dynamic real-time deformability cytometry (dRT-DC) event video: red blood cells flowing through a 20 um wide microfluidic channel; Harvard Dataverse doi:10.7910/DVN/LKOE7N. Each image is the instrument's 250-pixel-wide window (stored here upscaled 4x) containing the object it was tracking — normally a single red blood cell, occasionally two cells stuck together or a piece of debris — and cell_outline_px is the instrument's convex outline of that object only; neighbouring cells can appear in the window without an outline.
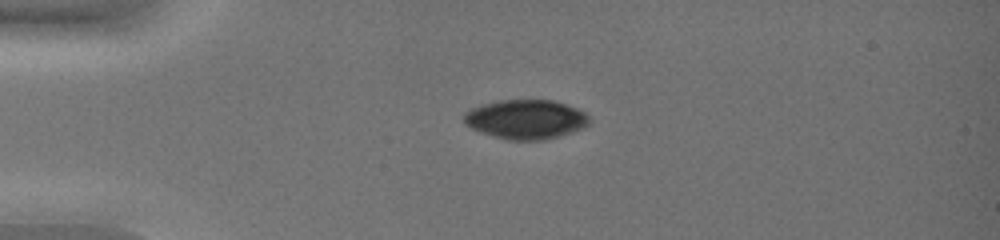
{"species": "common noctule bat (a hibernating species)", "species_latin": "Nyctalus noctula", "temperature_condition": "warm", "stored_images_in_passage": 35, "camera_frame_rate_fps": 3000, "um_per_image_px": 0.085, "animal": {"sex": "female", "body_mass_g": 19.0, "forearm_length_mm": 51.5}, "frame": {"image": 1, "passage_image": 1, "time_ms": 0.0, "image_size_px": [1000, 240], "cell_outline_px": [[588, 124], [584, 128], [560, 136], [544, 140], [508, 140], [492, 136], [480, 132], [464, 124], [464, 112], [480, 104], [500, 100], [556, 100], [576, 108], [584, 112], [588, 116]], "centroid_in_image_um": [44.68, 10.14], "position_along_channel_um": 40.3, "area_um2": 28.9}}
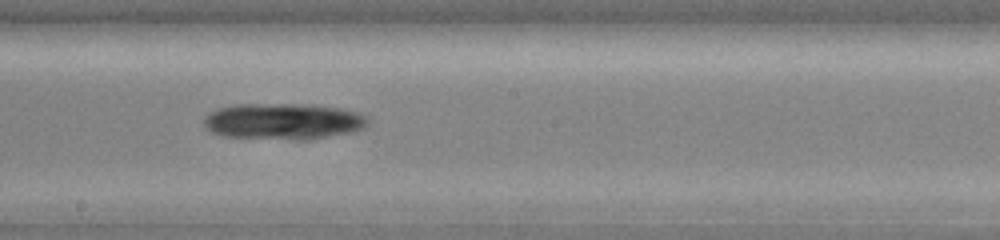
{"frame": {"image": 2, "passage_image": 17, "time_ms": 5.333, "image_size_px": [1000, 240], "cell_outline_px": [[368, 124], [364, 128], [356, 132], [308, 140], [296, 140], [220, 136], [204, 128], [204, 116], [208, 112], [216, 108], [236, 104], [316, 104], [344, 108], [368, 116]], "centroid_in_image_um": [24.1, 10.31], "position_along_channel_um": 224.1, "area_um2": 35.55}}
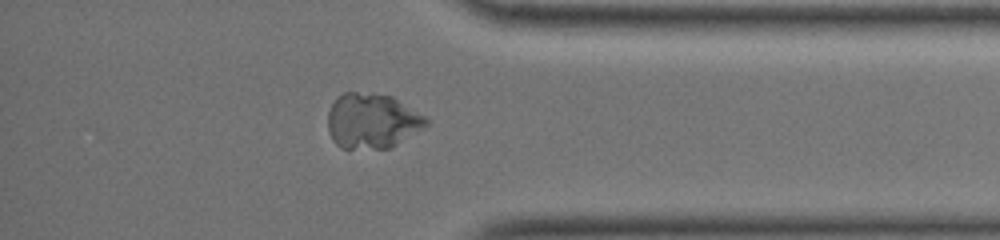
{"frame": {"image": 3, "passage_image": 30, "time_ms": 9.667, "image_size_px": [1000, 240], "cell_outline_px": [[428, 124], [396, 144], [388, 148], [340, 148], [332, 140], [328, 132], [328, 112], [336, 96], [344, 92], [372, 92], [392, 96], [424, 116], [428, 120]], "centroid_in_image_um": [31.57, 10.25], "position_along_channel_um": 403.6, "area_um2": 31.44}}